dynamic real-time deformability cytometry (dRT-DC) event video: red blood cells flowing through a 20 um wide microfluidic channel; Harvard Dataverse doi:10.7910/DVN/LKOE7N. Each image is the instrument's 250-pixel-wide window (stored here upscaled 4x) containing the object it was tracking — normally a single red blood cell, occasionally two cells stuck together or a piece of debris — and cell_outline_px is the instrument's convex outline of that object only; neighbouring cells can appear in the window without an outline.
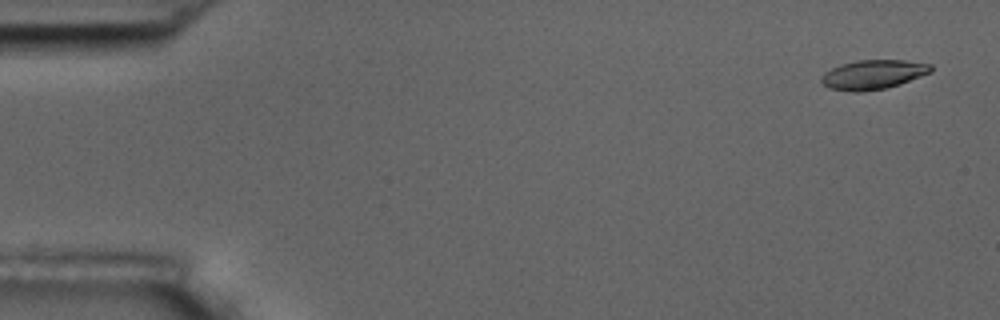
{"species": "common noctule bat (a hibernating species)", "species_latin": "Nyctalus noctula", "temperature_condition": "room temperature", "stored_images_in_passage": 14, "camera_frame_rate_fps": 3000, "um_per_image_px": 0.085, "animal": {"sex": "male", "body_mass_g": 17.5, "forearm_length_mm": 52.3}, "frame": {"image": 1, "passage_image": 3, "time_ms": 0.667, "image_size_px": [1000, 320], "cell_outline_px": [[932, 72], [900, 84], [884, 88], [856, 92], [852, 92], [828, 88], [820, 80], [824, 72], [840, 64], [856, 60], [904, 60], [932, 64]], "centroid_in_image_um": [74.21, 6.33], "position_along_channel_um": 10.8, "area_um2": 18.73}}